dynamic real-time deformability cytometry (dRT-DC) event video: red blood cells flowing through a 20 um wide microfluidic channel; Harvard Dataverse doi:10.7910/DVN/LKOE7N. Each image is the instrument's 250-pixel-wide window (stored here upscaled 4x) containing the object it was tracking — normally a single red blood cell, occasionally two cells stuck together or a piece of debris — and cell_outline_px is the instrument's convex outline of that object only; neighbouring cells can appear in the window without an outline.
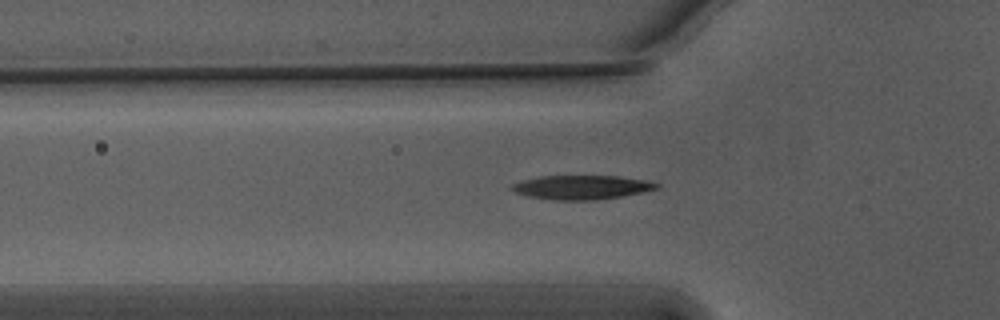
{"species": "Egyptian fruit bat (a non-hibernating species)", "species_latin": "Rousettus aegyptiacus", "temperature_condition": "warm", "stored_images_in_passage": 42, "camera_frame_rate_fps": 3000, "um_per_image_px": 0.085, "animal": {"sex": "male"}, "frame": {"image": 1, "passage_image": 4, "time_ms": 1.0, "image_size_px": [1000, 320], "cell_outline_px": [[660, 188], [624, 196], [596, 200], [552, 200], [528, 196], [516, 192], [508, 188], [512, 184], [520, 180], [540, 176], [616, 176], [644, 180], [660, 184]], "centroid_in_image_um": [49.41, 15.92], "position_along_channel_um": 76.4, "area_um2": 20.4}}
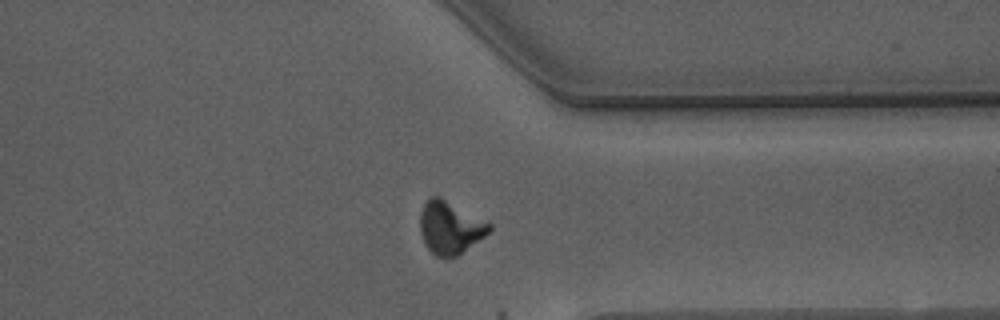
{"frame": {"image": 2, "passage_image": 28, "time_ms": 9.0, "image_size_px": [1000, 320], "cell_outline_px": [[492, 228], [484, 236], [456, 256], [444, 260], [436, 256], [424, 244], [420, 232], [420, 212], [428, 196], [440, 196], [492, 224]], "centroid_in_image_um": [38.22, 19.34], "position_along_channel_um": 373.2, "area_um2": 21.33}}
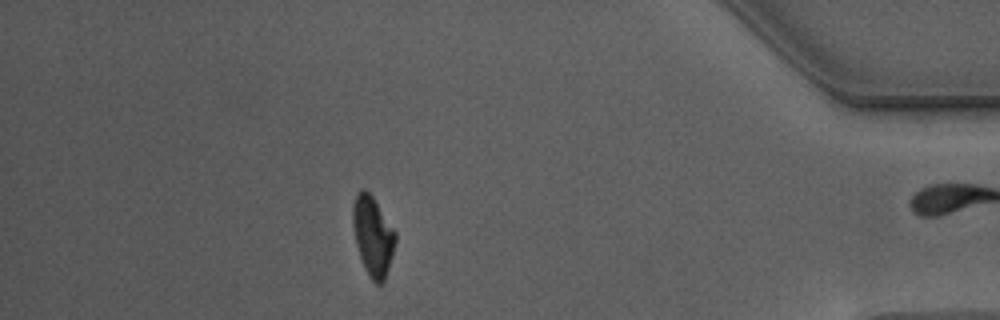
{"frame": {"image": 3, "passage_image": 34, "time_ms": 11.0, "image_size_px": [1000, 320], "cell_outline_px": [[396, 240], [392, 256], [384, 280], [380, 284], [376, 284], [368, 276], [364, 268], [356, 244], [352, 224], [352, 208], [356, 196], [360, 188], [364, 188], [372, 196], [396, 232]], "centroid_in_image_um": [31.68, 20.06], "position_along_channel_um": 403.5, "area_um2": 19.59}, "authors_computed_cell_mechanics": {"area_um2": 16.473, "velocity_mm_per_s": 2.9958, "shape_relaxation_time_tau1_ms": 0.7654, "shape_relaxation_time_tau2_ms": null, "deformation_change_tau1": 0.3302, "deformation_change_tau2": null}}